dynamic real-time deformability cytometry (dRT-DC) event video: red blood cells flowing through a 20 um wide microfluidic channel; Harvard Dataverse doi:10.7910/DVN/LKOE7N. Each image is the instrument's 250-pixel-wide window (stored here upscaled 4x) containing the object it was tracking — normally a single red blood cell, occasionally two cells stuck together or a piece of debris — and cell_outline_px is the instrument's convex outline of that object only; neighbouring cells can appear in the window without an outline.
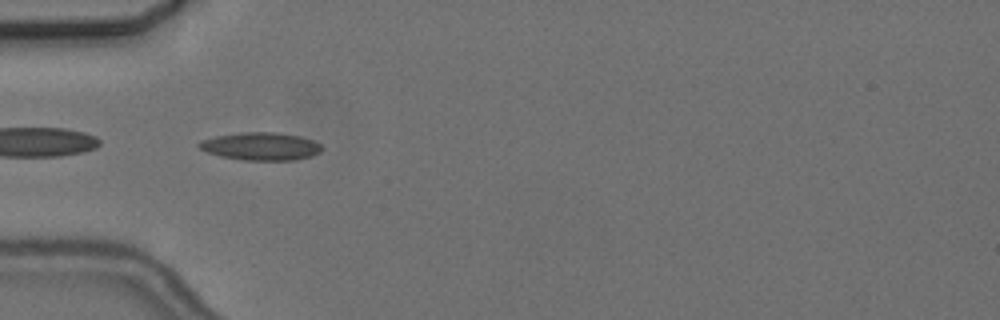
{"species": "common noctule bat (a hibernating species)", "species_latin": "Nyctalus noctula", "temperature_condition": "cold", "stored_images_in_passage": 5, "camera_frame_rate_fps": 3000, "um_per_image_px": 0.085, "animal": {"sex": "female", "body_mass_g": 24.6, "forearm_length_mm": 56.2}, "frame": {"image": 1, "passage_image": 4, "time_ms": 5.0, "image_size_px": [1000, 320], "cell_outline_px": [[324, 148], [320, 152], [312, 156], [292, 160], [244, 160], [220, 156], [208, 152], [200, 148], [196, 144], [200, 140], [216, 136], [240, 132], [276, 132], [300, 136], [312, 140], [320, 144]], "centroid_in_image_um": [22.17, 12.43], "position_along_channel_um": 62.8, "area_um2": 19.94}}